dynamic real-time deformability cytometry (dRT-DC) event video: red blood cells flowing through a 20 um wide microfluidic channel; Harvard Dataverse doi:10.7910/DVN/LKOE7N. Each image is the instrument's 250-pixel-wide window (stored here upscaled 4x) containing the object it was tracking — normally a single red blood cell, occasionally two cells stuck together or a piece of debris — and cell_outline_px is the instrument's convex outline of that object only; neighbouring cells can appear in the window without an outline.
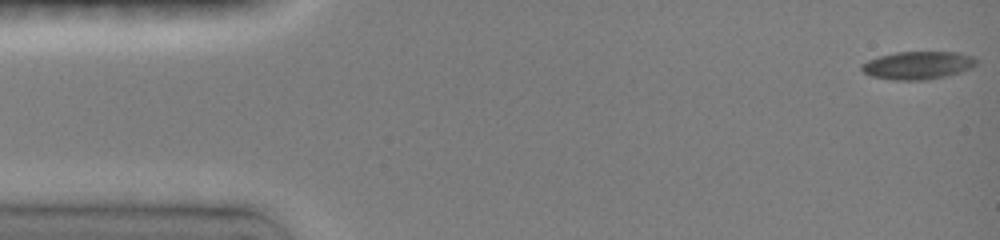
{"species": "common noctule bat (a hibernating species)", "species_latin": "Nyctalus noctula", "temperature_condition": "room temperature", "stored_images_in_passage": 27, "camera_frame_rate_fps": 3000, "um_per_image_px": 0.085, "animal": {"sex": "female", "body_mass_g": 19.0, "forearm_length_mm": 51.5}, "frame": {"image": 1, "passage_image": 1, "time_ms": 0.0, "image_size_px": [1000, 240], "cell_outline_px": [[976, 64], [972, 68], [960, 72], [928, 80], [892, 80], [872, 76], [864, 72], [860, 68], [860, 64], [868, 60], [880, 56], [896, 52], [956, 52], [972, 56], [976, 60]], "centroid_in_image_um": [78.0, 5.55], "position_along_channel_um": 7.0, "area_um2": 18.61}}
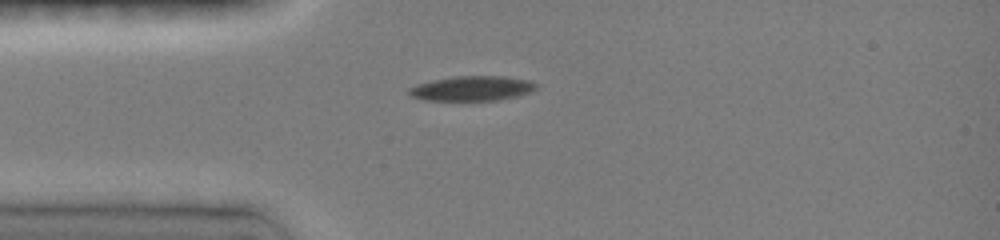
{"frame": {"image": 2, "passage_image": 22, "time_ms": 3.667, "image_size_px": [1000, 240], "cell_outline_px": [[536, 88], [532, 92], [516, 96], [496, 100], [424, 100], [412, 96], [408, 92], [408, 88], [416, 84], [432, 80], [456, 76], [504, 76], [532, 80], [536, 84]], "centroid_in_image_um": [40.14, 7.5], "position_along_channel_um": 44.9, "area_um2": 18.38}}